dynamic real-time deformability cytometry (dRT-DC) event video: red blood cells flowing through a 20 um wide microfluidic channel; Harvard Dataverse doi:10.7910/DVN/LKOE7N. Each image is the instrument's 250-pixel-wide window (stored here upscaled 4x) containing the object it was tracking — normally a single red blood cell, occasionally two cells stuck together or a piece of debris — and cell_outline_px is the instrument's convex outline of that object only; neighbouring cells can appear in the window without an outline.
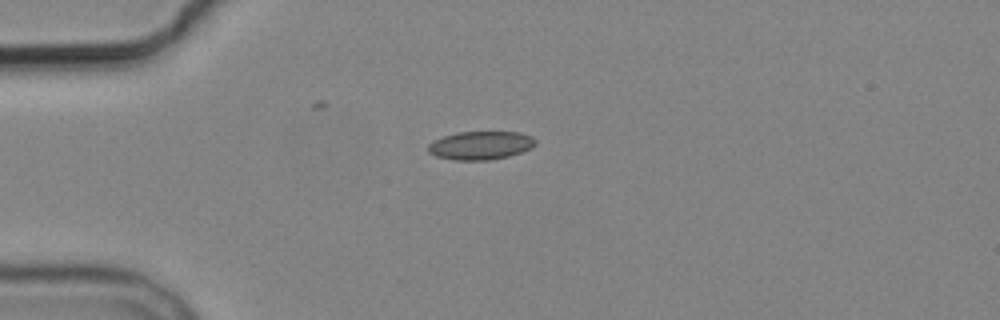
{"species": "common noctule bat (a hibernating species)", "species_latin": "Nyctalus noctula", "temperature_condition": "cold", "stored_images_in_passage": 1, "camera_frame_rate_fps": 3000, "um_per_image_px": 0.085, "animal": {"sex": "male", "body_mass_g": 19.2, "forearm_length_mm": 51.8}, "frame": {"image": 1, "passage_image": 1, "time_ms": 0.0, "image_size_px": [1000, 320], "cell_outline_px": [[536, 144], [532, 148], [508, 156], [488, 160], [452, 160], [436, 156], [428, 152], [428, 144], [432, 140], [456, 132], [520, 132], [532, 136], [536, 140]], "centroid_in_image_um": [40.84, 12.35], "position_along_channel_um": 44.2, "area_um2": 17.86}}